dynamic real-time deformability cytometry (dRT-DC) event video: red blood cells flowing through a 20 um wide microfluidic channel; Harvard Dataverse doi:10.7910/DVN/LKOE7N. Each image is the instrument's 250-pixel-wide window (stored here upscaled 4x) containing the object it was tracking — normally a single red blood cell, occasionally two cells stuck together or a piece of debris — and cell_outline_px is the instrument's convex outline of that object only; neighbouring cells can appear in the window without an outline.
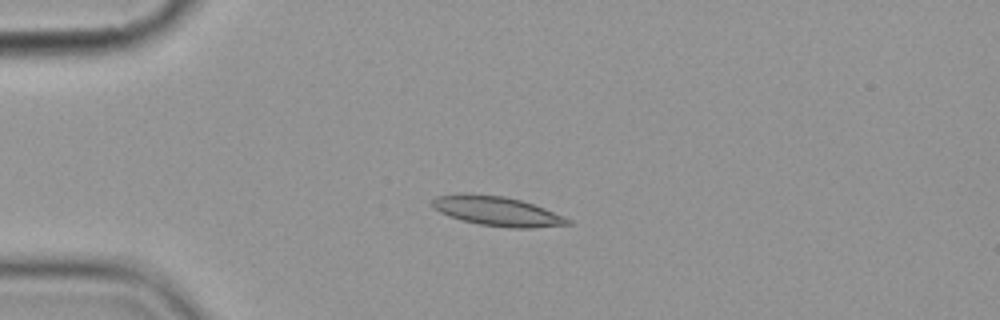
{"species": "common noctule bat (a hibernating species)", "species_latin": "Nyctalus noctula", "temperature_condition": "cold", "stored_images_in_passage": 5, "camera_frame_rate_fps": 3000, "um_per_image_px": 0.085, "animal": {"sex": "female", "body_mass_g": 19.9}, "frame": {"image": 1, "passage_image": 4, "time_ms": 3.667, "image_size_px": [1000, 320], "cell_outline_px": [[572, 224], [536, 228], [508, 228], [480, 224], [460, 220], [448, 216], [432, 208], [432, 200], [436, 196], [460, 192], [468, 192], [504, 196], [520, 200], [544, 208], [564, 216], [572, 220]], "centroid_in_image_um": [42.22, 17.94], "position_along_channel_um": 42.8, "area_um2": 23.7}}